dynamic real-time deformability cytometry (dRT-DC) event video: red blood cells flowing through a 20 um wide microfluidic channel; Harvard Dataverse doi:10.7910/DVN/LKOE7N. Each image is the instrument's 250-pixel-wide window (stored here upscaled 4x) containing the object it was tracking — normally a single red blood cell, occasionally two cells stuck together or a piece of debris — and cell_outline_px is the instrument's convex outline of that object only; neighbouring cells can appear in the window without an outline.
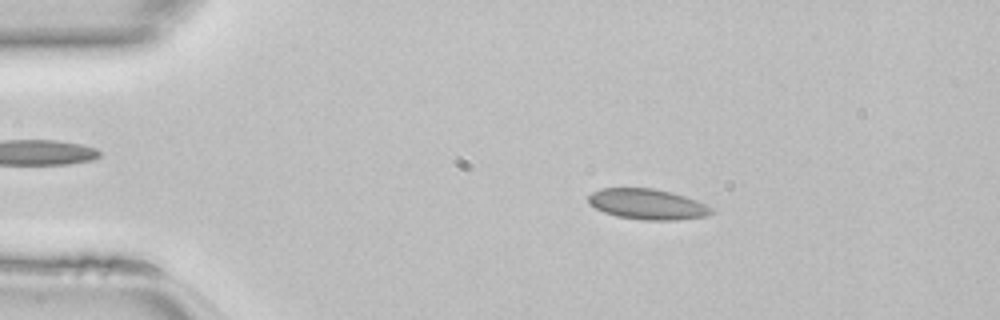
{"species": "common noctule bat (a hibernating species)", "species_latin": "Nyctalus noctula", "temperature_condition": "room temperature", "stored_images_in_passage": 46, "camera_frame_rate_fps": 3000, "um_per_image_px": 0.085, "animal": {"sex": "female", "body_mass_g": 22.7, "forearm_length_mm": 54.2}, "frame": {"image": 1, "passage_image": 8, "time_ms": 2.333, "image_size_px": [1000, 320], "cell_outline_px": [[716, 212], [708, 216], [676, 220], [644, 220], [616, 216], [604, 212], [588, 204], [588, 196], [592, 192], [600, 188], [652, 188], [672, 192], [696, 200], [712, 208]], "centroid_in_image_um": [55.03, 17.36], "position_along_channel_um": 30.0, "area_um2": 22.02}}
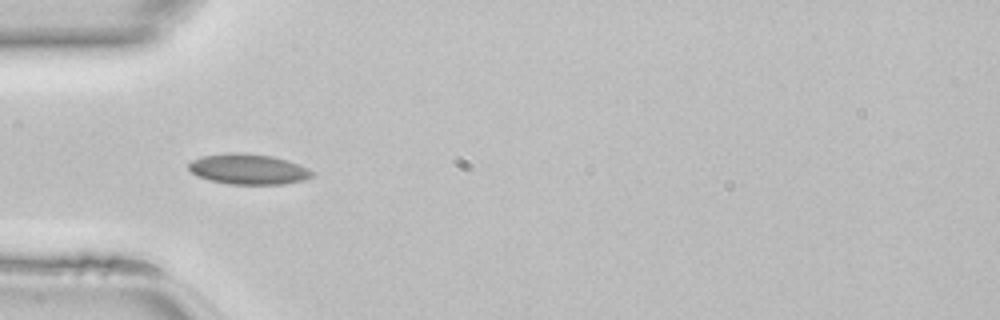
{"frame": {"image": 2, "passage_image": 14, "time_ms": 4.333, "image_size_px": [1000, 320], "cell_outline_px": [[316, 176], [304, 180], [284, 184], [228, 184], [196, 176], [188, 168], [188, 164], [192, 160], [204, 156], [228, 152], [244, 152], [272, 156], [308, 168]], "centroid_in_image_um": [21.1, 14.38], "position_along_channel_um": 63.9, "area_um2": 21.85}}
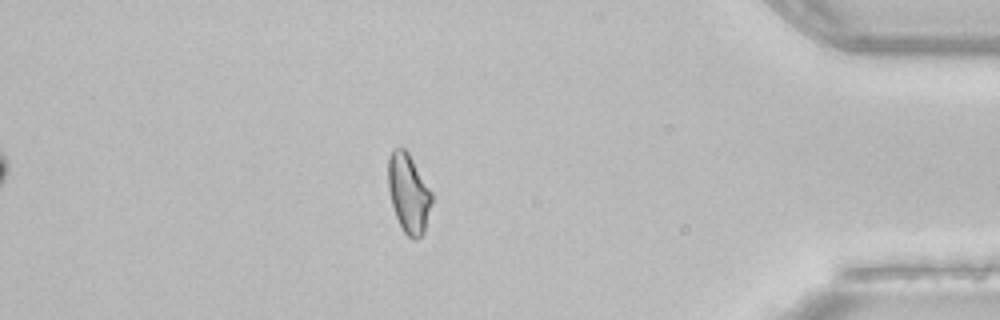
{"frame": {"image": 3, "passage_image": 40, "time_ms": 13.0, "image_size_px": [1000, 320], "cell_outline_px": [[432, 204], [424, 232], [416, 240], [412, 240], [404, 232], [396, 216], [392, 204], [388, 188], [388, 156], [392, 148], [404, 148], [408, 152], [432, 192]], "centroid_in_image_um": [34.73, 16.42], "position_along_channel_um": 400.5, "area_um2": 20.11}}